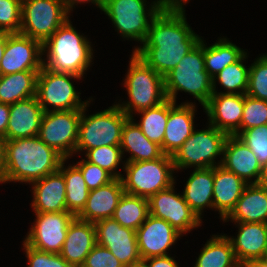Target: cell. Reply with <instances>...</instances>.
<instances>
[{
  "instance_id": "obj_6",
  "label": "cell",
  "mask_w": 267,
  "mask_h": 267,
  "mask_svg": "<svg viewBox=\"0 0 267 267\" xmlns=\"http://www.w3.org/2000/svg\"><path fill=\"white\" fill-rule=\"evenodd\" d=\"M104 0L102 10L123 39L146 40L152 20L164 8L162 0ZM149 7V8H147Z\"/></svg>"
},
{
  "instance_id": "obj_17",
  "label": "cell",
  "mask_w": 267,
  "mask_h": 267,
  "mask_svg": "<svg viewBox=\"0 0 267 267\" xmlns=\"http://www.w3.org/2000/svg\"><path fill=\"white\" fill-rule=\"evenodd\" d=\"M181 236L168 222L149 214L146 221L136 230L141 259L169 255L167 251Z\"/></svg>"
},
{
  "instance_id": "obj_18",
  "label": "cell",
  "mask_w": 267,
  "mask_h": 267,
  "mask_svg": "<svg viewBox=\"0 0 267 267\" xmlns=\"http://www.w3.org/2000/svg\"><path fill=\"white\" fill-rule=\"evenodd\" d=\"M203 110L210 125L233 135L241 126L244 94L213 93Z\"/></svg>"
},
{
  "instance_id": "obj_38",
  "label": "cell",
  "mask_w": 267,
  "mask_h": 267,
  "mask_svg": "<svg viewBox=\"0 0 267 267\" xmlns=\"http://www.w3.org/2000/svg\"><path fill=\"white\" fill-rule=\"evenodd\" d=\"M246 95L267 101V53L260 55L249 65Z\"/></svg>"
},
{
  "instance_id": "obj_32",
  "label": "cell",
  "mask_w": 267,
  "mask_h": 267,
  "mask_svg": "<svg viewBox=\"0 0 267 267\" xmlns=\"http://www.w3.org/2000/svg\"><path fill=\"white\" fill-rule=\"evenodd\" d=\"M204 41V64L205 70L213 78L226 66L239 61L247 51L230 42L228 38H219L211 46Z\"/></svg>"
},
{
  "instance_id": "obj_15",
  "label": "cell",
  "mask_w": 267,
  "mask_h": 267,
  "mask_svg": "<svg viewBox=\"0 0 267 267\" xmlns=\"http://www.w3.org/2000/svg\"><path fill=\"white\" fill-rule=\"evenodd\" d=\"M42 43L20 33H8L4 56L0 61V75L43 67Z\"/></svg>"
},
{
  "instance_id": "obj_9",
  "label": "cell",
  "mask_w": 267,
  "mask_h": 267,
  "mask_svg": "<svg viewBox=\"0 0 267 267\" xmlns=\"http://www.w3.org/2000/svg\"><path fill=\"white\" fill-rule=\"evenodd\" d=\"M206 128L202 130L195 129L192 135L172 156L176 171L191 167L200 169L221 165L224 144L229 135L210 124ZM218 156L220 160L217 163L215 159Z\"/></svg>"
},
{
  "instance_id": "obj_7",
  "label": "cell",
  "mask_w": 267,
  "mask_h": 267,
  "mask_svg": "<svg viewBox=\"0 0 267 267\" xmlns=\"http://www.w3.org/2000/svg\"><path fill=\"white\" fill-rule=\"evenodd\" d=\"M89 105L90 102L81 110L76 153L102 146H120L122 128L129 117L117 103L87 116Z\"/></svg>"
},
{
  "instance_id": "obj_24",
  "label": "cell",
  "mask_w": 267,
  "mask_h": 267,
  "mask_svg": "<svg viewBox=\"0 0 267 267\" xmlns=\"http://www.w3.org/2000/svg\"><path fill=\"white\" fill-rule=\"evenodd\" d=\"M95 245L96 229L94 223L75 217L68 226L60 255L67 263L81 267Z\"/></svg>"
},
{
  "instance_id": "obj_29",
  "label": "cell",
  "mask_w": 267,
  "mask_h": 267,
  "mask_svg": "<svg viewBox=\"0 0 267 267\" xmlns=\"http://www.w3.org/2000/svg\"><path fill=\"white\" fill-rule=\"evenodd\" d=\"M134 120V117L129 118L122 128L120 143L122 155L124 156L125 152L130 153L124 162L151 161L160 158L163 155L161 147L150 141Z\"/></svg>"
},
{
  "instance_id": "obj_26",
  "label": "cell",
  "mask_w": 267,
  "mask_h": 267,
  "mask_svg": "<svg viewBox=\"0 0 267 267\" xmlns=\"http://www.w3.org/2000/svg\"><path fill=\"white\" fill-rule=\"evenodd\" d=\"M248 184L233 172L218 165L214 167L213 210L223 221L234 209Z\"/></svg>"
},
{
  "instance_id": "obj_12",
  "label": "cell",
  "mask_w": 267,
  "mask_h": 267,
  "mask_svg": "<svg viewBox=\"0 0 267 267\" xmlns=\"http://www.w3.org/2000/svg\"><path fill=\"white\" fill-rule=\"evenodd\" d=\"M81 110L44 112L38 137L65 159L75 153Z\"/></svg>"
},
{
  "instance_id": "obj_36",
  "label": "cell",
  "mask_w": 267,
  "mask_h": 267,
  "mask_svg": "<svg viewBox=\"0 0 267 267\" xmlns=\"http://www.w3.org/2000/svg\"><path fill=\"white\" fill-rule=\"evenodd\" d=\"M246 53L239 61L226 66L212 78L213 93L246 94L249 79V66L243 64L248 58ZM221 85L225 92H217L216 82Z\"/></svg>"
},
{
  "instance_id": "obj_50",
  "label": "cell",
  "mask_w": 267,
  "mask_h": 267,
  "mask_svg": "<svg viewBox=\"0 0 267 267\" xmlns=\"http://www.w3.org/2000/svg\"><path fill=\"white\" fill-rule=\"evenodd\" d=\"M257 184L267 189V162L262 165L261 175Z\"/></svg>"
},
{
  "instance_id": "obj_42",
  "label": "cell",
  "mask_w": 267,
  "mask_h": 267,
  "mask_svg": "<svg viewBox=\"0 0 267 267\" xmlns=\"http://www.w3.org/2000/svg\"><path fill=\"white\" fill-rule=\"evenodd\" d=\"M26 258L28 259L27 267H75L67 263L60 254L48 253L29 246L23 240Z\"/></svg>"
},
{
  "instance_id": "obj_19",
  "label": "cell",
  "mask_w": 267,
  "mask_h": 267,
  "mask_svg": "<svg viewBox=\"0 0 267 267\" xmlns=\"http://www.w3.org/2000/svg\"><path fill=\"white\" fill-rule=\"evenodd\" d=\"M195 102H183L177 105L169 99V115L163 144V154L173 156L195 130Z\"/></svg>"
},
{
  "instance_id": "obj_11",
  "label": "cell",
  "mask_w": 267,
  "mask_h": 267,
  "mask_svg": "<svg viewBox=\"0 0 267 267\" xmlns=\"http://www.w3.org/2000/svg\"><path fill=\"white\" fill-rule=\"evenodd\" d=\"M69 15L62 0H22L19 33L43 44Z\"/></svg>"
},
{
  "instance_id": "obj_20",
  "label": "cell",
  "mask_w": 267,
  "mask_h": 267,
  "mask_svg": "<svg viewBox=\"0 0 267 267\" xmlns=\"http://www.w3.org/2000/svg\"><path fill=\"white\" fill-rule=\"evenodd\" d=\"M238 234L234 238L225 234L231 242L238 263L243 266L252 260L265 259L267 255V223H234Z\"/></svg>"
},
{
  "instance_id": "obj_27",
  "label": "cell",
  "mask_w": 267,
  "mask_h": 267,
  "mask_svg": "<svg viewBox=\"0 0 267 267\" xmlns=\"http://www.w3.org/2000/svg\"><path fill=\"white\" fill-rule=\"evenodd\" d=\"M267 223V189L248 184L223 222Z\"/></svg>"
},
{
  "instance_id": "obj_5",
  "label": "cell",
  "mask_w": 267,
  "mask_h": 267,
  "mask_svg": "<svg viewBox=\"0 0 267 267\" xmlns=\"http://www.w3.org/2000/svg\"><path fill=\"white\" fill-rule=\"evenodd\" d=\"M130 60L123 83L129 100L117 104L129 118L136 115L134 113L156 107L167 99L164 77L149 67L134 52Z\"/></svg>"
},
{
  "instance_id": "obj_48",
  "label": "cell",
  "mask_w": 267,
  "mask_h": 267,
  "mask_svg": "<svg viewBox=\"0 0 267 267\" xmlns=\"http://www.w3.org/2000/svg\"><path fill=\"white\" fill-rule=\"evenodd\" d=\"M5 143L4 137L0 136V183H5Z\"/></svg>"
},
{
  "instance_id": "obj_1",
  "label": "cell",
  "mask_w": 267,
  "mask_h": 267,
  "mask_svg": "<svg viewBox=\"0 0 267 267\" xmlns=\"http://www.w3.org/2000/svg\"><path fill=\"white\" fill-rule=\"evenodd\" d=\"M200 39L187 23L184 9L163 8L152 20L144 43L132 52L164 77Z\"/></svg>"
},
{
  "instance_id": "obj_45",
  "label": "cell",
  "mask_w": 267,
  "mask_h": 267,
  "mask_svg": "<svg viewBox=\"0 0 267 267\" xmlns=\"http://www.w3.org/2000/svg\"><path fill=\"white\" fill-rule=\"evenodd\" d=\"M145 260L149 267H179L177 261L170 255L151 257Z\"/></svg>"
},
{
  "instance_id": "obj_51",
  "label": "cell",
  "mask_w": 267,
  "mask_h": 267,
  "mask_svg": "<svg viewBox=\"0 0 267 267\" xmlns=\"http://www.w3.org/2000/svg\"><path fill=\"white\" fill-rule=\"evenodd\" d=\"M6 42H7V32L0 31V61L4 56Z\"/></svg>"
},
{
  "instance_id": "obj_53",
  "label": "cell",
  "mask_w": 267,
  "mask_h": 267,
  "mask_svg": "<svg viewBox=\"0 0 267 267\" xmlns=\"http://www.w3.org/2000/svg\"><path fill=\"white\" fill-rule=\"evenodd\" d=\"M128 267H149V264L145 259H140Z\"/></svg>"
},
{
  "instance_id": "obj_16",
  "label": "cell",
  "mask_w": 267,
  "mask_h": 267,
  "mask_svg": "<svg viewBox=\"0 0 267 267\" xmlns=\"http://www.w3.org/2000/svg\"><path fill=\"white\" fill-rule=\"evenodd\" d=\"M96 244L107 248L125 267L140 260L136 231L121 226L113 218L94 223Z\"/></svg>"
},
{
  "instance_id": "obj_23",
  "label": "cell",
  "mask_w": 267,
  "mask_h": 267,
  "mask_svg": "<svg viewBox=\"0 0 267 267\" xmlns=\"http://www.w3.org/2000/svg\"><path fill=\"white\" fill-rule=\"evenodd\" d=\"M123 194L122 180L114 178L108 184L89 192L85 207L76 217L91 223L112 218Z\"/></svg>"
},
{
  "instance_id": "obj_46",
  "label": "cell",
  "mask_w": 267,
  "mask_h": 267,
  "mask_svg": "<svg viewBox=\"0 0 267 267\" xmlns=\"http://www.w3.org/2000/svg\"><path fill=\"white\" fill-rule=\"evenodd\" d=\"M10 116V105L0 102V136L5 137Z\"/></svg>"
},
{
  "instance_id": "obj_22",
  "label": "cell",
  "mask_w": 267,
  "mask_h": 267,
  "mask_svg": "<svg viewBox=\"0 0 267 267\" xmlns=\"http://www.w3.org/2000/svg\"><path fill=\"white\" fill-rule=\"evenodd\" d=\"M43 114L36 96L11 104L5 140L38 136Z\"/></svg>"
},
{
  "instance_id": "obj_41",
  "label": "cell",
  "mask_w": 267,
  "mask_h": 267,
  "mask_svg": "<svg viewBox=\"0 0 267 267\" xmlns=\"http://www.w3.org/2000/svg\"><path fill=\"white\" fill-rule=\"evenodd\" d=\"M21 16L22 0H0V31L19 33Z\"/></svg>"
},
{
  "instance_id": "obj_4",
  "label": "cell",
  "mask_w": 267,
  "mask_h": 267,
  "mask_svg": "<svg viewBox=\"0 0 267 267\" xmlns=\"http://www.w3.org/2000/svg\"><path fill=\"white\" fill-rule=\"evenodd\" d=\"M164 90L167 99L176 103L178 91L195 97L204 106L213 94L212 78L205 70L204 40L193 47L178 63L164 76Z\"/></svg>"
},
{
  "instance_id": "obj_10",
  "label": "cell",
  "mask_w": 267,
  "mask_h": 267,
  "mask_svg": "<svg viewBox=\"0 0 267 267\" xmlns=\"http://www.w3.org/2000/svg\"><path fill=\"white\" fill-rule=\"evenodd\" d=\"M81 78L70 73H56L43 66L37 76L36 97L44 112L82 110L93 101L92 97L82 101L81 93L75 89L72 80Z\"/></svg>"
},
{
  "instance_id": "obj_35",
  "label": "cell",
  "mask_w": 267,
  "mask_h": 267,
  "mask_svg": "<svg viewBox=\"0 0 267 267\" xmlns=\"http://www.w3.org/2000/svg\"><path fill=\"white\" fill-rule=\"evenodd\" d=\"M136 114H141V117L140 121L138 123L135 122V124L150 141L161 146L169 115V99H166L156 107L139 111Z\"/></svg>"
},
{
  "instance_id": "obj_30",
  "label": "cell",
  "mask_w": 267,
  "mask_h": 267,
  "mask_svg": "<svg viewBox=\"0 0 267 267\" xmlns=\"http://www.w3.org/2000/svg\"><path fill=\"white\" fill-rule=\"evenodd\" d=\"M40 70H27L0 75V102L14 104L36 96L37 76Z\"/></svg>"
},
{
  "instance_id": "obj_47",
  "label": "cell",
  "mask_w": 267,
  "mask_h": 267,
  "mask_svg": "<svg viewBox=\"0 0 267 267\" xmlns=\"http://www.w3.org/2000/svg\"><path fill=\"white\" fill-rule=\"evenodd\" d=\"M92 3L94 4L97 8L102 10L103 7V2L104 0H62V3L64 4V7L66 11L71 14L70 12L73 11V8H75V5H78L79 3Z\"/></svg>"
},
{
  "instance_id": "obj_28",
  "label": "cell",
  "mask_w": 267,
  "mask_h": 267,
  "mask_svg": "<svg viewBox=\"0 0 267 267\" xmlns=\"http://www.w3.org/2000/svg\"><path fill=\"white\" fill-rule=\"evenodd\" d=\"M214 167L194 169L182 195L189 207L202 219L205 208L213 209Z\"/></svg>"
},
{
  "instance_id": "obj_31",
  "label": "cell",
  "mask_w": 267,
  "mask_h": 267,
  "mask_svg": "<svg viewBox=\"0 0 267 267\" xmlns=\"http://www.w3.org/2000/svg\"><path fill=\"white\" fill-rule=\"evenodd\" d=\"M196 259L194 267H242L225 234L212 235Z\"/></svg>"
},
{
  "instance_id": "obj_49",
  "label": "cell",
  "mask_w": 267,
  "mask_h": 267,
  "mask_svg": "<svg viewBox=\"0 0 267 267\" xmlns=\"http://www.w3.org/2000/svg\"><path fill=\"white\" fill-rule=\"evenodd\" d=\"M189 0H162L164 8H180L185 9L184 5L187 4Z\"/></svg>"
},
{
  "instance_id": "obj_39",
  "label": "cell",
  "mask_w": 267,
  "mask_h": 267,
  "mask_svg": "<svg viewBox=\"0 0 267 267\" xmlns=\"http://www.w3.org/2000/svg\"><path fill=\"white\" fill-rule=\"evenodd\" d=\"M264 124H267V101L244 94L241 126L233 135L238 136L243 130Z\"/></svg>"
},
{
  "instance_id": "obj_34",
  "label": "cell",
  "mask_w": 267,
  "mask_h": 267,
  "mask_svg": "<svg viewBox=\"0 0 267 267\" xmlns=\"http://www.w3.org/2000/svg\"><path fill=\"white\" fill-rule=\"evenodd\" d=\"M149 215L147 198L125 193L120 198L112 218L121 226L136 231Z\"/></svg>"
},
{
  "instance_id": "obj_40",
  "label": "cell",
  "mask_w": 267,
  "mask_h": 267,
  "mask_svg": "<svg viewBox=\"0 0 267 267\" xmlns=\"http://www.w3.org/2000/svg\"><path fill=\"white\" fill-rule=\"evenodd\" d=\"M238 137L251 149L261 166L267 162V124L243 130Z\"/></svg>"
},
{
  "instance_id": "obj_37",
  "label": "cell",
  "mask_w": 267,
  "mask_h": 267,
  "mask_svg": "<svg viewBox=\"0 0 267 267\" xmlns=\"http://www.w3.org/2000/svg\"><path fill=\"white\" fill-rule=\"evenodd\" d=\"M85 156L88 162L105 169L114 178L121 179L123 176L121 171H117L120 163L123 165L125 164V162L122 161L124 157L120 146H102L90 149L85 153Z\"/></svg>"
},
{
  "instance_id": "obj_44",
  "label": "cell",
  "mask_w": 267,
  "mask_h": 267,
  "mask_svg": "<svg viewBox=\"0 0 267 267\" xmlns=\"http://www.w3.org/2000/svg\"><path fill=\"white\" fill-rule=\"evenodd\" d=\"M81 267H125L107 248L96 244Z\"/></svg>"
},
{
  "instance_id": "obj_25",
  "label": "cell",
  "mask_w": 267,
  "mask_h": 267,
  "mask_svg": "<svg viewBox=\"0 0 267 267\" xmlns=\"http://www.w3.org/2000/svg\"><path fill=\"white\" fill-rule=\"evenodd\" d=\"M32 194L36 213L67 211L65 179L59 170L33 182Z\"/></svg>"
},
{
  "instance_id": "obj_52",
  "label": "cell",
  "mask_w": 267,
  "mask_h": 267,
  "mask_svg": "<svg viewBox=\"0 0 267 267\" xmlns=\"http://www.w3.org/2000/svg\"><path fill=\"white\" fill-rule=\"evenodd\" d=\"M242 267H267V260L266 259L252 260L244 264Z\"/></svg>"
},
{
  "instance_id": "obj_13",
  "label": "cell",
  "mask_w": 267,
  "mask_h": 267,
  "mask_svg": "<svg viewBox=\"0 0 267 267\" xmlns=\"http://www.w3.org/2000/svg\"><path fill=\"white\" fill-rule=\"evenodd\" d=\"M174 185L175 183L148 199L149 214L165 220L183 236L200 227L202 219L189 207L183 195L175 191Z\"/></svg>"
},
{
  "instance_id": "obj_3",
  "label": "cell",
  "mask_w": 267,
  "mask_h": 267,
  "mask_svg": "<svg viewBox=\"0 0 267 267\" xmlns=\"http://www.w3.org/2000/svg\"><path fill=\"white\" fill-rule=\"evenodd\" d=\"M68 19L42 44L43 66L56 73H70L84 77L93 64V47Z\"/></svg>"
},
{
  "instance_id": "obj_8",
  "label": "cell",
  "mask_w": 267,
  "mask_h": 267,
  "mask_svg": "<svg viewBox=\"0 0 267 267\" xmlns=\"http://www.w3.org/2000/svg\"><path fill=\"white\" fill-rule=\"evenodd\" d=\"M126 173L121 177L124 192L149 199L157 192L174 184L172 156L163 154L151 161L128 162L123 166Z\"/></svg>"
},
{
  "instance_id": "obj_33",
  "label": "cell",
  "mask_w": 267,
  "mask_h": 267,
  "mask_svg": "<svg viewBox=\"0 0 267 267\" xmlns=\"http://www.w3.org/2000/svg\"><path fill=\"white\" fill-rule=\"evenodd\" d=\"M64 159L59 167V171L65 179L66 207L67 211L77 216L85 207L89 192L81 170L74 164L65 166Z\"/></svg>"
},
{
  "instance_id": "obj_21",
  "label": "cell",
  "mask_w": 267,
  "mask_h": 267,
  "mask_svg": "<svg viewBox=\"0 0 267 267\" xmlns=\"http://www.w3.org/2000/svg\"><path fill=\"white\" fill-rule=\"evenodd\" d=\"M221 166L247 184H257L262 169L251 149L236 135H229L225 141Z\"/></svg>"
},
{
  "instance_id": "obj_2",
  "label": "cell",
  "mask_w": 267,
  "mask_h": 267,
  "mask_svg": "<svg viewBox=\"0 0 267 267\" xmlns=\"http://www.w3.org/2000/svg\"><path fill=\"white\" fill-rule=\"evenodd\" d=\"M65 158L38 136L5 143V183L32 184L59 170Z\"/></svg>"
},
{
  "instance_id": "obj_14",
  "label": "cell",
  "mask_w": 267,
  "mask_h": 267,
  "mask_svg": "<svg viewBox=\"0 0 267 267\" xmlns=\"http://www.w3.org/2000/svg\"><path fill=\"white\" fill-rule=\"evenodd\" d=\"M35 213V220L24 241L31 247L60 254L68 226L76 217L69 211Z\"/></svg>"
},
{
  "instance_id": "obj_43",
  "label": "cell",
  "mask_w": 267,
  "mask_h": 267,
  "mask_svg": "<svg viewBox=\"0 0 267 267\" xmlns=\"http://www.w3.org/2000/svg\"><path fill=\"white\" fill-rule=\"evenodd\" d=\"M74 164L81 170L85 183L90 191L106 185L114 179L105 169L88 162L85 158Z\"/></svg>"
}]
</instances>
